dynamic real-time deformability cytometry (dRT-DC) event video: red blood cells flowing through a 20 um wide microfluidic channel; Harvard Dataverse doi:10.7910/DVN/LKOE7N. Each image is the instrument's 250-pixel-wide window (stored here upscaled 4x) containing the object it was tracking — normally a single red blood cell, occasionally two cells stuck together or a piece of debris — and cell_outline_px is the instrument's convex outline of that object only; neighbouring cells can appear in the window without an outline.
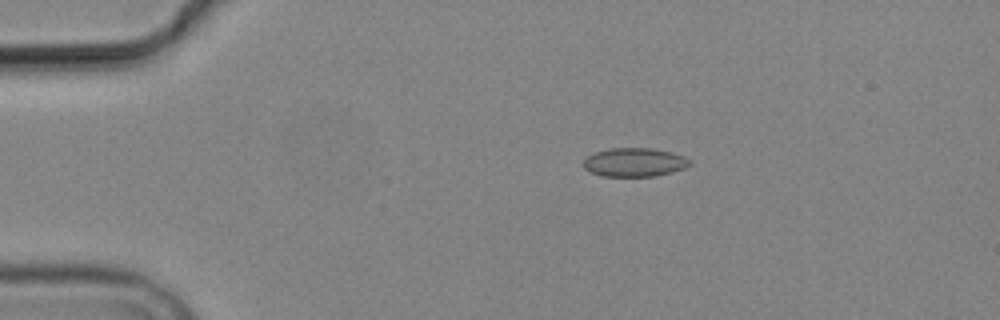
{"species": "common noctule bat (a hibernating species)", "species_latin": "Nyctalus noctula", "temperature_condition": "cold", "stored_images_in_passage": 6, "camera_frame_rate_fps": 3000, "um_per_image_px": 0.085, "animal": {"sex": "male", "body_mass_g": 19.2, "forearm_length_mm": 51.8}, "frame": {"image": 1, "passage_image": 3, "time_ms": 2.333, "image_size_px": [1000, 320], "cell_outline_px": [[692, 164], [684, 168], [672, 172], [656, 176], [600, 176], [588, 172], [584, 168], [584, 160], [588, 156], [596, 152], [612, 148], [652, 148], [672, 152], [684, 156], [692, 160]], "centroid_in_image_um": [53.95, 13.8], "position_along_channel_um": 31.0, "area_um2": 17.92}}
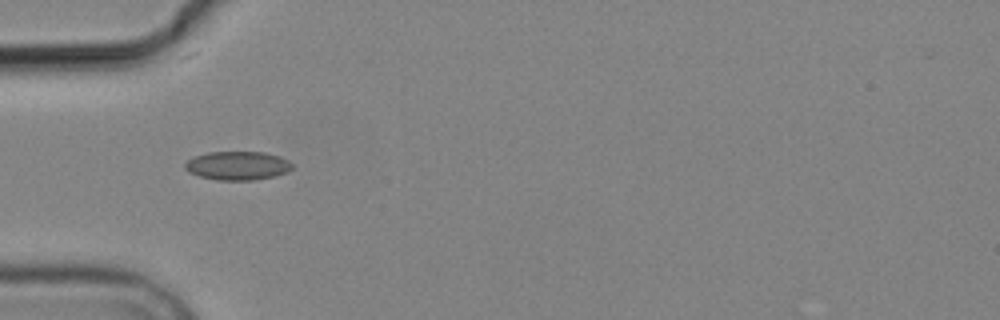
{"frame": {"image": 2, "passage_image": 5, "time_ms": 4.667, "image_size_px": [1000, 320], "cell_outline_px": [[292, 168], [288, 172], [256, 180], [216, 180], [200, 176], [188, 172], [184, 168], [184, 160], [192, 156], [208, 152], [264, 152], [280, 156], [288, 160], [292, 164]], "centroid_in_image_um": [20.14, 14.07], "position_along_channel_um": 64.9, "area_um2": 18.15}}
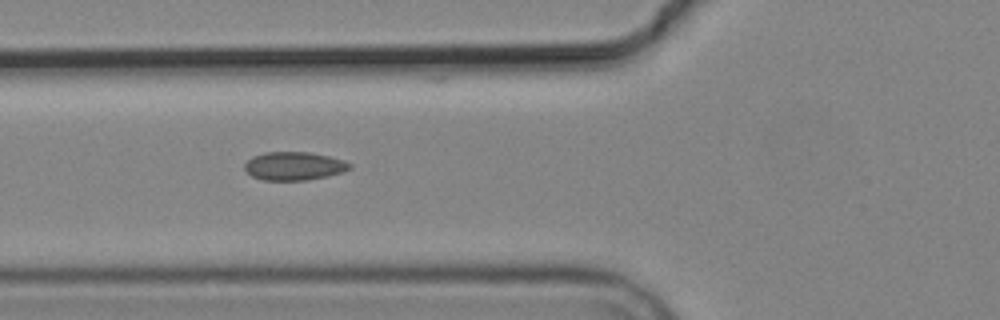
{"frame": {"image": 3, "passage_image": 6, "time_ms": 5.667, "image_size_px": [1000, 320], "cell_outline_px": [[352, 168], [344, 172], [328, 176], [308, 180], [264, 180], [252, 176], [244, 168], [244, 164], [252, 156], [264, 152], [308, 152], [328, 156], [344, 160], [352, 164]], "centroid_in_image_um": [25.02, 14.11], "position_along_channel_um": 100.8, "area_um2": 17.46}}